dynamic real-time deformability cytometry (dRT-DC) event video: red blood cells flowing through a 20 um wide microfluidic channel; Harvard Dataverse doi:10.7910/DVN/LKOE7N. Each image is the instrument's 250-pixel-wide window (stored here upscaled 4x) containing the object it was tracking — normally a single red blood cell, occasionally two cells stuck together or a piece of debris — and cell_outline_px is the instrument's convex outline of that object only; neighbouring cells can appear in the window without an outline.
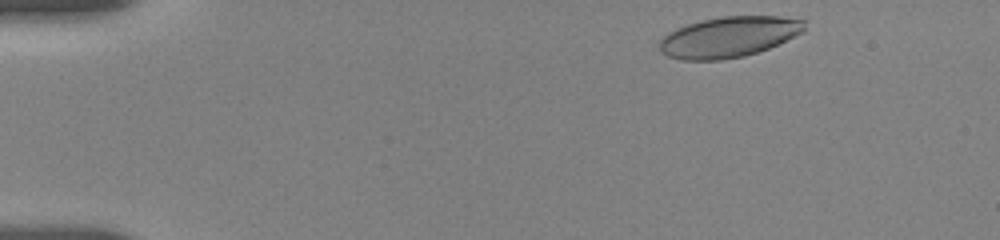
{"species": "human", "species_latin": "Homo sapiens", "temperature_condition": "room temperature", "stored_images_in_passage": 51, "camera_frame_rate_fps": 3000, "um_per_image_px": 0.085, "donor": {"sex": "female"}, "frame": {"image": 1, "passage_image": 2, "time_ms": 0.333, "image_size_px": [1000, 240], "cell_outline_px": [[804, 32], [768, 48], [744, 56], [720, 60], [680, 60], [668, 56], [660, 52], [656, 44], [668, 32], [676, 28], [700, 20], [720, 16], [780, 16], [804, 20]], "centroid_in_image_um": [61.89, 3.14], "position_along_channel_um": 23.1, "area_um2": 34.51}}
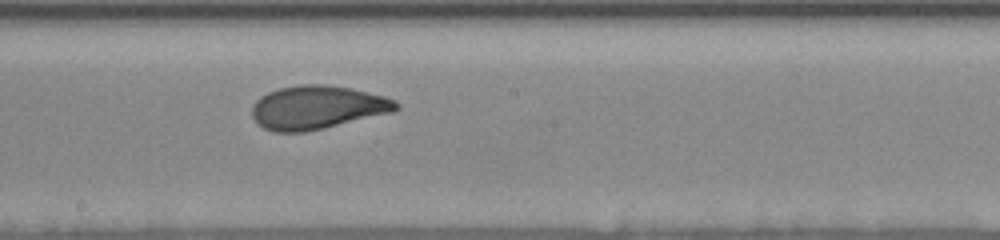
{"frame": {"image": 2, "passage_image": 22, "time_ms": 8.333, "image_size_px": [1000, 240], "cell_outline_px": [[400, 108], [392, 112], [324, 128], [304, 132], [272, 132], [256, 124], [252, 116], [252, 104], [260, 96], [268, 92], [280, 88], [300, 84], [324, 84], [352, 88], [384, 96], [396, 100], [400, 104]], "centroid_in_image_um": [26.95, 9.13], "position_along_channel_um": 221.3, "area_um2": 36.76}}
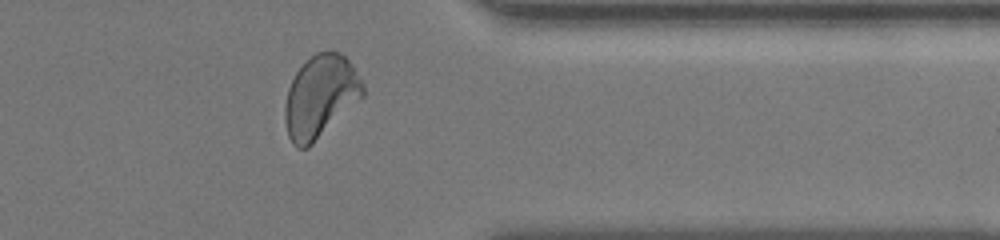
{"frame": {"image": 3, "passage_image": 43, "time_ms": 13.0, "image_size_px": [1000, 240], "cell_outline_px": [[364, 96], [308, 148], [296, 148], [292, 144], [288, 136], [284, 120], [284, 108], [288, 88], [296, 72], [316, 52], [340, 52], [352, 64], [360, 76], [364, 88]], "centroid_in_image_um": [27.23, 8.23], "position_along_channel_um": 384.2, "area_um2": 37.28}, "authors_computed_cell_mechanics": {"area_um2": 35.6048, "velocity_mm_per_s": 3.6395, "shape_relaxation_time_tau1_ms": 3.8467, "shape_relaxation_time_tau2_ms": 0.8801, "deformation_change_tau1": 0.1541, "deformation_change_tau2": 0.0654}}